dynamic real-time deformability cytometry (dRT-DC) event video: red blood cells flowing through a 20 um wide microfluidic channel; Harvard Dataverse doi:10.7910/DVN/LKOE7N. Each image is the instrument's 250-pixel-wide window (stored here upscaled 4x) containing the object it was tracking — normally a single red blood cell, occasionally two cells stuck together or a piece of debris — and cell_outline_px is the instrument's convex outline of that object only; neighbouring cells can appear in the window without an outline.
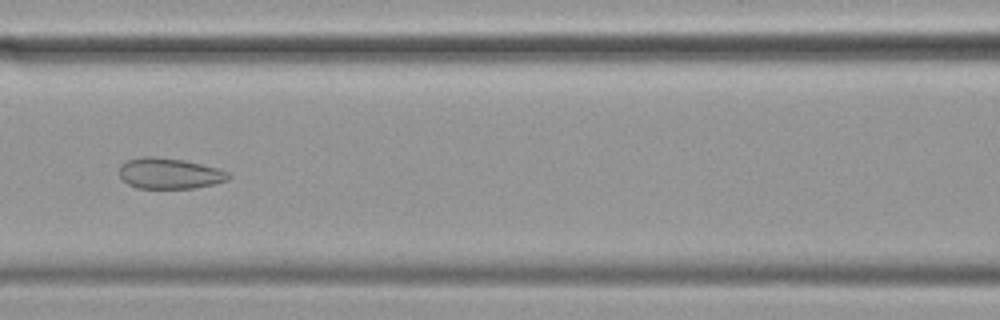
{"species": "common noctule bat (a hibernating species)", "species_latin": "Nyctalus noctula", "temperature_condition": "cold", "stored_images_in_passage": 54, "camera_frame_rate_fps": 3000, "um_per_image_px": 0.085, "animal": {"sex": "female", "body_mass_g": 19.9}, "frame": {"image": 1, "passage_image": 22, "time_ms": 7.0, "image_size_px": [1000, 320], "cell_outline_px": [[232, 176], [228, 180], [196, 188], [136, 188], [128, 184], [120, 176], [120, 164], [128, 160], [144, 156], [152, 156], [184, 160], [220, 168], [228, 172]], "centroid_in_image_um": [14.43, 14.74], "position_along_channel_um": 152.2, "area_um2": 19.65}}
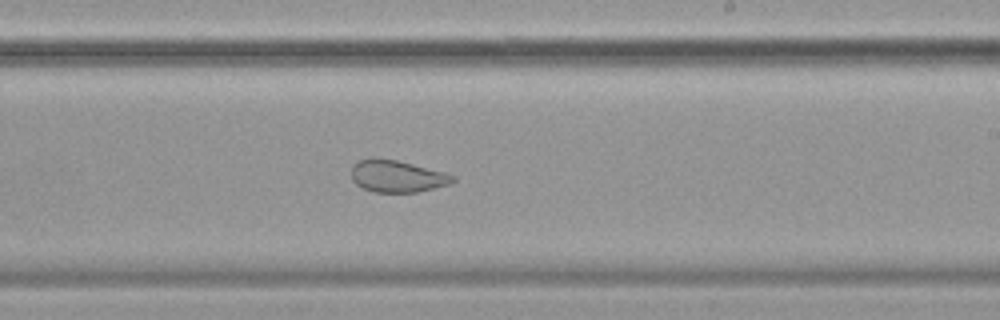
{"frame": {"image": 2, "passage_image": 31, "time_ms": 10.0, "image_size_px": [1000, 320], "cell_outline_px": [[456, 180], [448, 184], [416, 192], [372, 192], [356, 184], [352, 180], [352, 164], [360, 160], [372, 156], [376, 156], [396, 160], [444, 172], [456, 176]], "centroid_in_image_um": [33.71, 14.96], "position_along_channel_um": 255.3, "area_um2": 18.96}}
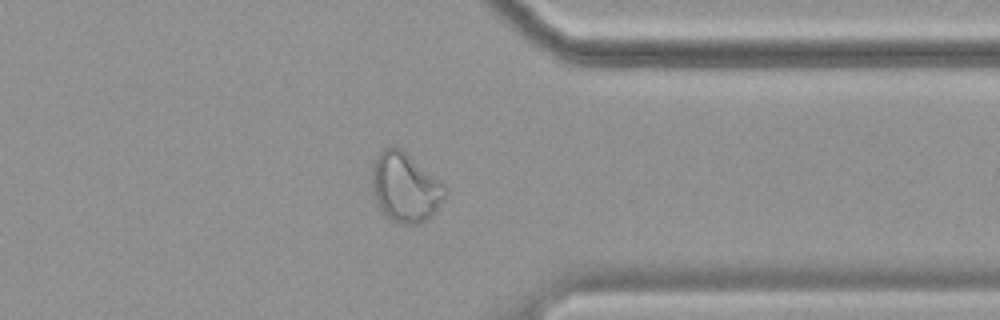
{"frame": {"image": 3, "passage_image": 42, "time_ms": 13.667, "image_size_px": [1000, 320], "cell_outline_px": [[448, 192], [432, 216], [420, 224], [400, 224], [384, 216], [372, 192], [372, 164], [376, 156], [384, 148], [400, 148], [440, 180], [448, 188]], "centroid_in_image_um": [34.45, 15.95], "position_along_channel_um": 377.0, "area_um2": 29.59}, "authors_computed_cell_mechanics": {"area_um2": 26.3568, "velocity_mm_per_s": 3.4564, "shape_relaxation_time_tau1_ms": null, "shape_relaxation_time_tau2_ms": 1.4876, "deformation_change_tau1": null, "deformation_change_tau2": 0.0692}}